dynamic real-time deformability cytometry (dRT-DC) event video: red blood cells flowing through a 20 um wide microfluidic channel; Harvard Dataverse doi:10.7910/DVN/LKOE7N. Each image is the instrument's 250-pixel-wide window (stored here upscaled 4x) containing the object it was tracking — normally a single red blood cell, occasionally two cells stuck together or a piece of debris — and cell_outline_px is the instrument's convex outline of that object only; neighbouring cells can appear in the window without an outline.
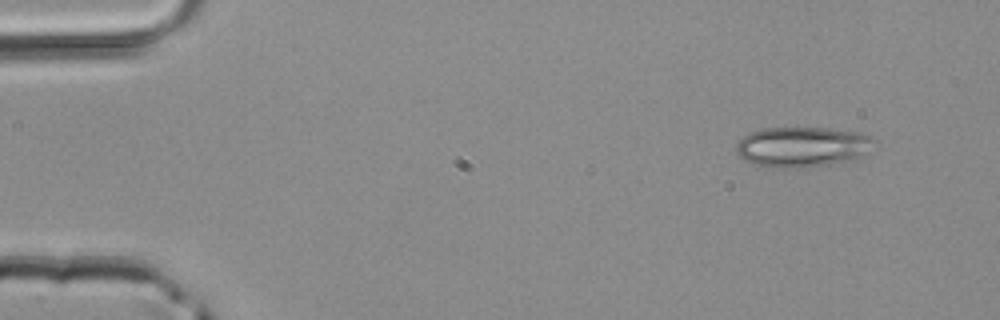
{"species": "common noctule bat (a hibernating species)", "species_latin": "Nyctalus noctula", "temperature_condition": "room temperature", "stored_images_in_passage": 3, "camera_frame_rate_fps": 3000, "um_per_image_px": 0.085, "animal": {"sex": "male", "body_mass_g": 20.4}, "frame": {"image": 1, "passage_image": 1, "time_ms": 0.0, "image_size_px": [1000, 320], "cell_outline_px": [[876, 140], [860, 156], [848, 160], [828, 164], [804, 168], [784, 168], [756, 164], [744, 160], [736, 152], [736, 144], [748, 132], [764, 128], [828, 128], [860, 132], [872, 136]], "centroid_in_image_um": [68.16, 12.47], "position_along_channel_um": 16.8, "area_um2": 32.08}}